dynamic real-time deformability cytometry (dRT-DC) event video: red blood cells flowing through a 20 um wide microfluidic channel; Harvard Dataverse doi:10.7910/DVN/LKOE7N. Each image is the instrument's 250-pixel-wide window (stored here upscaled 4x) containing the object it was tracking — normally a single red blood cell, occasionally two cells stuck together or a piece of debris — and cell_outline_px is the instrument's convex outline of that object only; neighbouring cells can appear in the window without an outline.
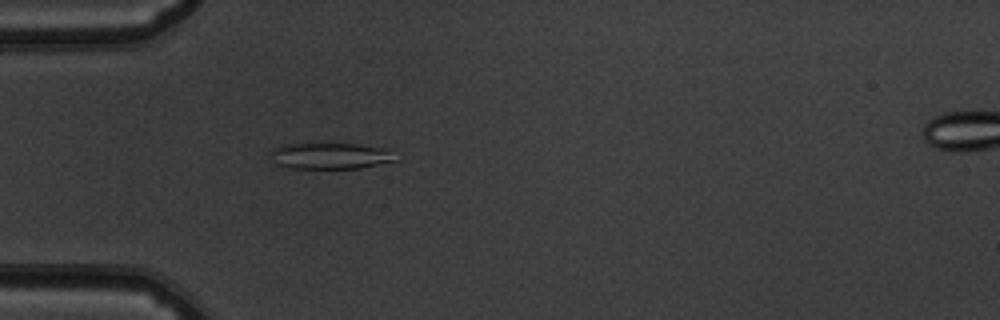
{"species": "common noctule bat (a hibernating species)", "species_latin": "Nyctalus noctula", "temperature_condition": "warm", "stored_images_in_passage": 52, "camera_frame_rate_fps": 3000, "um_per_image_px": 0.085, "animal": {"sex": "male", "body_mass_g": 19.5, "forearm_length_mm": 54.6}, "frame": {"image": 1, "passage_image": 16, "time_ms": 5.0, "image_size_px": [1000, 320], "cell_outline_px": [[396, 160], [360, 168], [288, 168], [276, 164], [268, 156], [272, 148], [284, 144], [304, 140], [308, 140], [356, 144], [384, 148]], "centroid_in_image_um": [27.88, 13.19], "position_along_channel_um": 57.1, "area_um2": 19.94}}
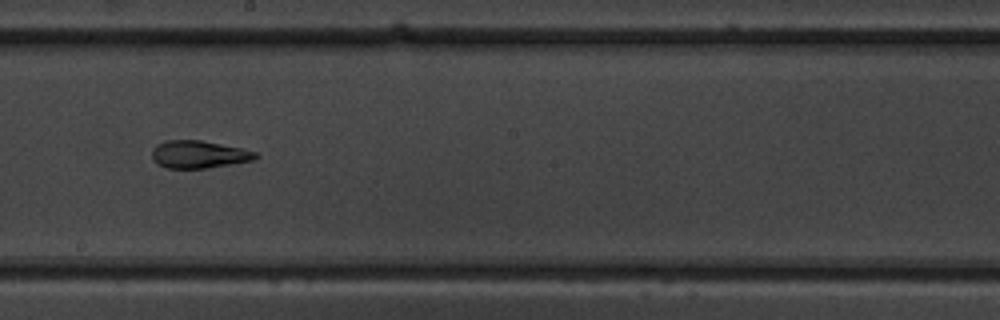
{"frame": {"image": 2, "passage_image": 30, "time_ms": 9.667, "image_size_px": [1000, 320], "cell_outline_px": [[260, 156], [256, 160], [208, 168], [168, 168], [156, 164], [152, 160], [152, 148], [156, 144], [164, 140], [200, 140], [240, 148], [256, 152]], "centroid_in_image_um": [16.88, 13.13], "position_along_channel_um": 231.3, "area_um2": 16.82}}
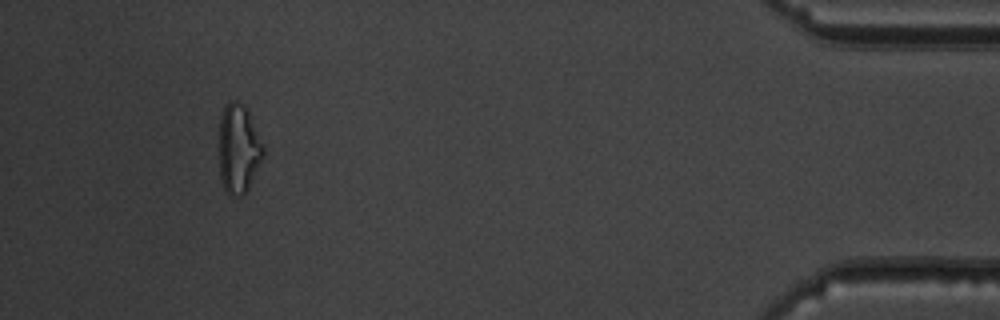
{"frame": {"image": 3, "passage_image": 49, "time_ms": 16.0, "image_size_px": [1000, 320], "cell_outline_px": [[264, 156], [248, 188], [240, 196], [228, 196], [220, 180], [220, 116], [224, 104], [228, 100], [236, 100], [244, 104], [264, 144]], "centroid_in_image_um": [20.28, 12.62], "position_along_channel_um": 414.9, "area_um2": 23.12}, "authors_computed_cell_mechanics": {"area_um2": 19.1607, "velocity_mm_per_s": 3.8821, "shape_relaxation_time_tau1_ms": null, "shape_relaxation_time_tau2_ms": 2.5132, "deformation_change_tau1": null, "deformation_change_tau2": 0.0957}}